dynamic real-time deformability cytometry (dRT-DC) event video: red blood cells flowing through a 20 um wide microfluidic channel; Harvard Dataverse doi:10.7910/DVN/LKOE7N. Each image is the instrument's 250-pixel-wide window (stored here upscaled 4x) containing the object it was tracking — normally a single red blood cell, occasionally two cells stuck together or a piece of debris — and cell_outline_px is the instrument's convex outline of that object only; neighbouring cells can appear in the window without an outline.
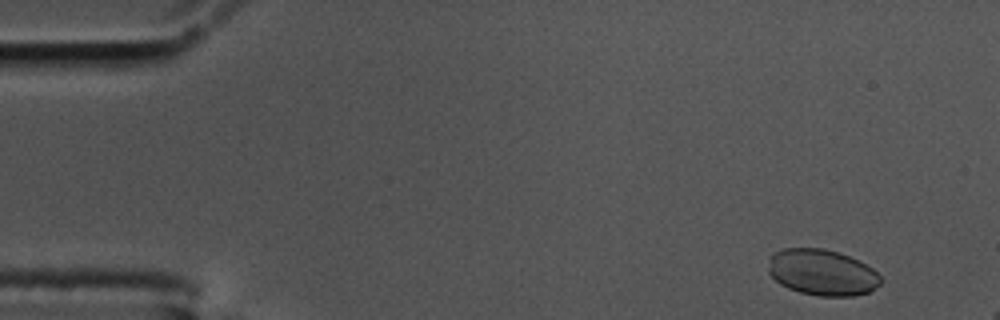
{"species": "common noctule bat (a hibernating species)", "species_latin": "Nyctalus noctula", "temperature_condition": "cold", "stored_images_in_passage": 6, "camera_frame_rate_fps": 3000, "um_per_image_px": 0.085, "animal": {"sex": "male", "body_mass_g": 17.5, "forearm_length_mm": 52.3}, "frame": {"image": 1, "passage_image": 2, "time_ms": 0.333, "image_size_px": [1000, 320], "cell_outline_px": [[884, 280], [880, 284], [868, 292], [852, 296], [820, 296], [800, 292], [788, 288], [780, 284], [768, 272], [768, 268], [772, 252], [784, 248], [824, 248], [848, 256], [872, 268]], "centroid_in_image_um": [69.86, 23.15], "position_along_channel_um": 15.1, "area_um2": 30.06}}